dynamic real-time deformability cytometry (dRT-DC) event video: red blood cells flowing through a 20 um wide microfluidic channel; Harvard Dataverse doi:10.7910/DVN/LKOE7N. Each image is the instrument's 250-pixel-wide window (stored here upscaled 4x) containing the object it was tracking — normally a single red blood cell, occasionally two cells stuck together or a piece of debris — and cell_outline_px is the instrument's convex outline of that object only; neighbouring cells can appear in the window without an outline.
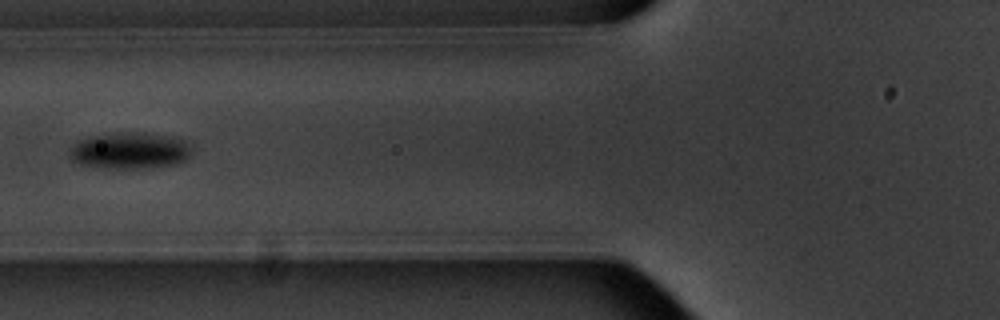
{"species": "common noctule bat (a hibernating species)", "species_latin": "Nyctalus noctula", "temperature_condition": "warm", "stored_images_in_passage": 3, "camera_frame_rate_fps": 3000, "um_per_image_px": 0.085, "animal": {"sex": "male", "body_mass_g": 20.1, "forearm_length_mm": 53.5}, "frame": {"image": 1, "passage_image": 3, "time_ms": 2.333, "image_size_px": [1000, 320], "cell_outline_px": [[192, 152], [180, 164], [152, 168], [108, 168], [80, 164], [72, 160], [68, 156], [68, 152], [72, 144], [76, 140], [88, 136], [120, 132], [144, 132], [172, 136], [184, 140], [192, 148]], "centroid_in_image_um": [11.02, 12.79], "position_along_channel_um": 114.8, "area_um2": 26.59}}